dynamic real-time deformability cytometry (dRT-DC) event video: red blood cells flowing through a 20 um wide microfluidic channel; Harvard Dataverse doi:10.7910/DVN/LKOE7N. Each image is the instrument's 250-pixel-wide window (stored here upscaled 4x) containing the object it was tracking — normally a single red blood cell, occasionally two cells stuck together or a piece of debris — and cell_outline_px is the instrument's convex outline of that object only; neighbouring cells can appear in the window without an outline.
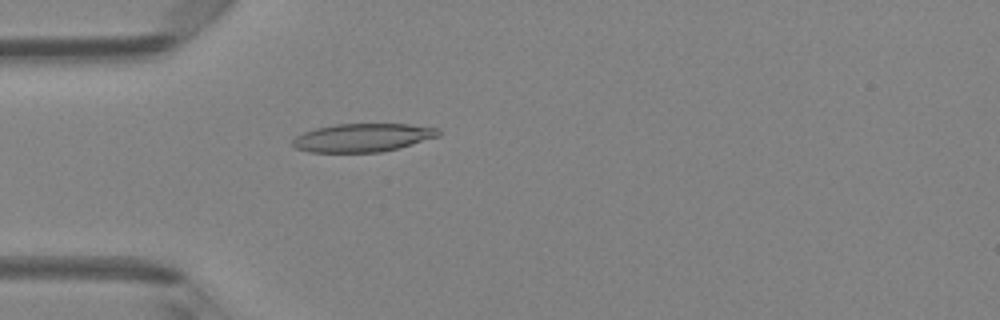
{"species": "Egyptian fruit bat (a non-hibernating species)", "species_latin": "Rousettus aegyptiacus", "temperature_condition": "room temperature", "stored_images_in_passage": 48, "camera_frame_rate_fps": 3000, "um_per_image_px": 0.085, "animal": {"sex": "female"}, "frame": {"image": 1, "passage_image": 14, "time_ms": 4.333, "image_size_px": [1000, 320], "cell_outline_px": [[440, 136], [400, 148], [380, 152], [308, 152], [296, 148], [292, 144], [292, 140], [296, 136], [304, 132], [316, 128], [336, 124], [408, 124], [440, 128]], "centroid_in_image_um": [30.86, 11.7], "position_along_channel_um": 54.1, "area_um2": 24.16}}
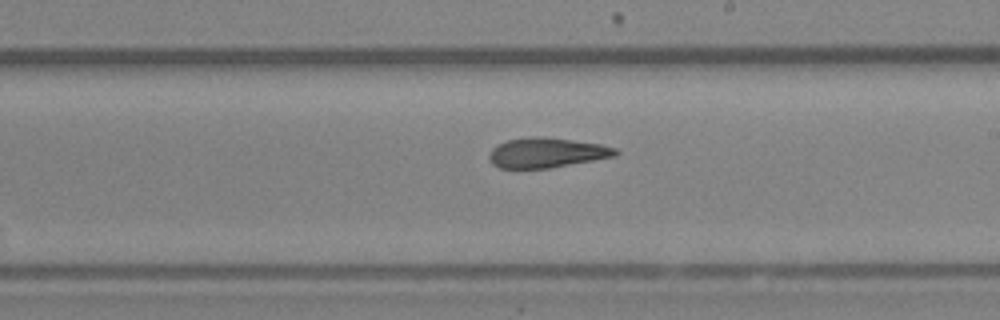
{"frame": {"image": 2, "passage_image": 28, "time_ms": 9.0, "image_size_px": [1000, 320], "cell_outline_px": [[620, 152], [616, 156], [548, 168], [500, 168], [492, 164], [488, 156], [492, 148], [508, 140], [528, 136], [544, 136], [600, 144], [616, 148]], "centroid_in_image_um": [46.47, 12.97], "position_along_channel_um": 242.5, "area_um2": 21.96}}
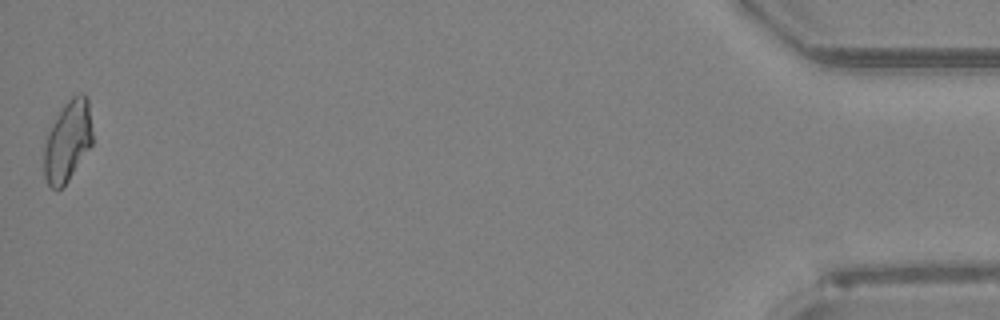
{"frame": {"image": 3, "passage_image": 48, "time_ms": 15.667, "image_size_px": [1000, 320], "cell_outline_px": [[92, 144], [68, 180], [56, 192], [48, 184], [44, 176], [44, 144], [48, 132], [64, 104], [72, 96], [80, 92], [84, 92], [88, 100], [92, 132]], "centroid_in_image_um": [5.74, 11.99], "position_along_channel_um": 429.5, "area_um2": 22.66}, "authors_computed_cell_mechanics": {"area_um2": 22.7154, "velocity_mm_per_s": 4.2126, "shape_relaxation_time_tau1_ms": 6.9306, "shape_relaxation_time_tau2_ms": 2.9751, "deformation_change_tau1": 0.211, "deformation_change_tau2": 0.1245}}